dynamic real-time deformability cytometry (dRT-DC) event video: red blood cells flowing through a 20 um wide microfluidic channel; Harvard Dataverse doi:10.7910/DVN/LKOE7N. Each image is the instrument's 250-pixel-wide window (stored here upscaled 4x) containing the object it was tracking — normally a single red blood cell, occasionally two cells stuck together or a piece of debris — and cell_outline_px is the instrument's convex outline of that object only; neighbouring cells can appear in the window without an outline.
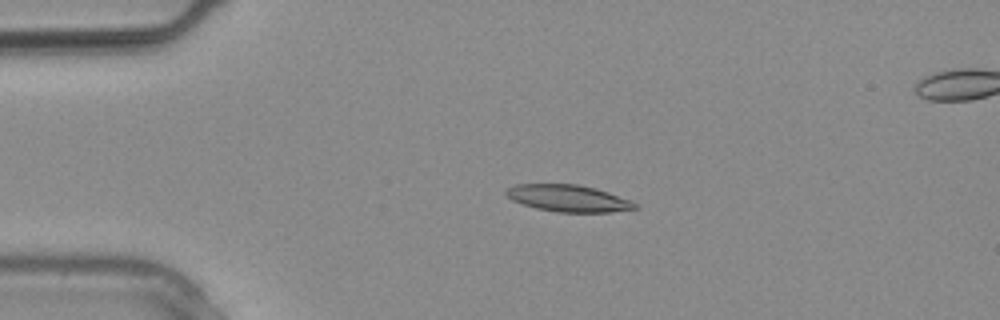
{"species": "common noctule bat (a hibernating species)", "species_latin": "Nyctalus noctula", "temperature_condition": "warm", "stored_images_in_passage": 3, "camera_frame_rate_fps": 3000, "um_per_image_px": 0.085, "animal": {"sex": "male", "body_mass_g": 20.4}, "frame": {"image": 1, "passage_image": 2, "time_ms": 0.333, "image_size_px": [1000, 320], "cell_outline_px": [[640, 208], [608, 212], [556, 212], [536, 208], [512, 200], [504, 192], [508, 188], [516, 184], [576, 184], [596, 188], [632, 200], [640, 204]], "centroid_in_image_um": [48.36, 16.85], "position_along_channel_um": 36.6, "area_um2": 20.23}}